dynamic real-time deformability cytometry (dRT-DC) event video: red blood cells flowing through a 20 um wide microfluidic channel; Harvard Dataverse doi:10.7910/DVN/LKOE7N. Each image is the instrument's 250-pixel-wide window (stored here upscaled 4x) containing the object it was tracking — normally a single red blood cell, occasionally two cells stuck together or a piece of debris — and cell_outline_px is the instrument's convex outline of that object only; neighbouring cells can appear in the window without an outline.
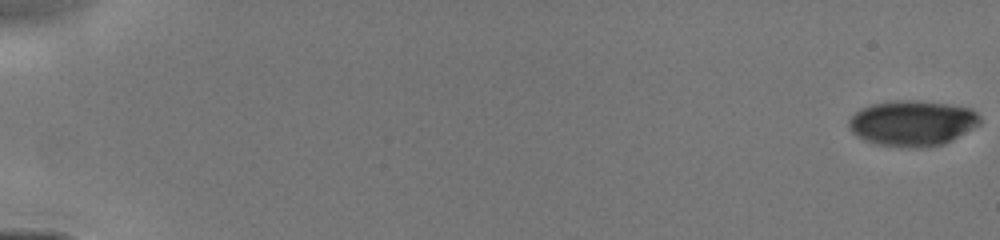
{"species": "human", "species_latin": "Homo sapiens", "temperature_condition": "cold", "stored_images_in_passage": 44, "camera_frame_rate_fps": 3000, "um_per_image_px": 0.085, "donor": {"sex": "male"}, "frame": {"image": 1, "passage_image": 1, "time_ms": 0.0, "image_size_px": [1000, 240], "cell_outline_px": [[980, 124], [952, 140], [944, 144], [928, 148], [908, 148], [876, 144], [864, 140], [856, 136], [848, 128], [848, 120], [860, 108], [872, 104], [896, 100], [916, 100], [948, 104], [972, 108], [980, 116]], "centroid_in_image_um": [77.54, 10.48], "position_along_channel_um": 7.5, "area_um2": 35.2}}
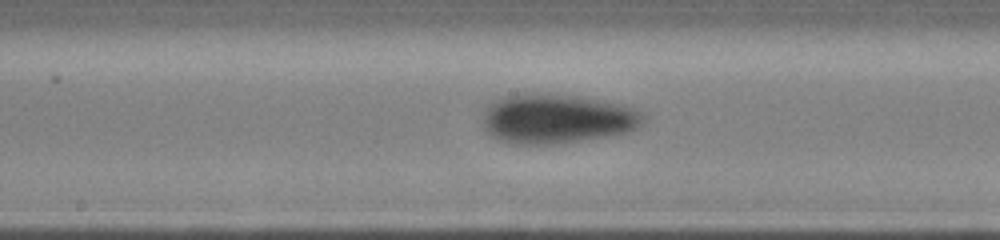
{"frame": {"image": 2, "passage_image": 26, "time_ms": 8.667, "image_size_px": [1000, 240], "cell_outline_px": [[648, 120], [644, 124], [628, 132], [560, 144], [508, 144], [492, 136], [484, 128], [484, 112], [488, 104], [492, 100], [520, 92], [536, 92], [580, 96], [624, 104], [648, 116]], "centroid_in_image_um": [47.35, 10.07], "position_along_channel_um": 200.9, "area_um2": 47.16}}
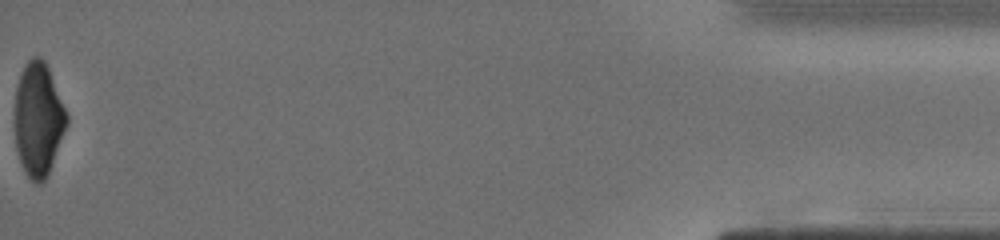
{"frame": {"image": 3, "passage_image": 44, "time_ms": 15.667, "image_size_px": [1000, 240], "cell_outline_px": [[68, 124], [48, 176], [40, 184], [36, 184], [24, 172], [16, 148], [12, 124], [16, 88], [24, 64], [32, 56], [40, 56], [44, 60], [48, 68], [68, 116]], "centroid_in_image_um": [3.22, 10.17], "position_along_channel_um": 432.0, "area_um2": 35.03}}